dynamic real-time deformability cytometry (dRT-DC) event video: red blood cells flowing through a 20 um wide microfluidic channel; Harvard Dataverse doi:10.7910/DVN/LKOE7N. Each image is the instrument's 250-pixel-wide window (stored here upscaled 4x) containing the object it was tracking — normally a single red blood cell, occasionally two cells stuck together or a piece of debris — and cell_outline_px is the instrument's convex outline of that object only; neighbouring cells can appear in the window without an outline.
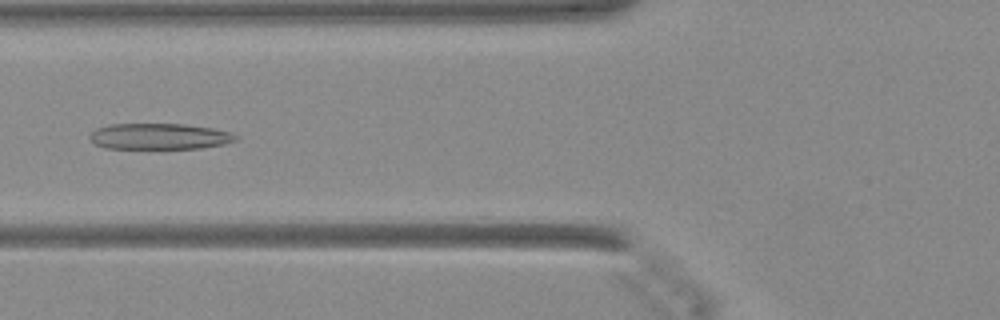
{"species": "Egyptian fruit bat (a non-hibernating species)", "species_latin": "Rousettus aegyptiacus", "temperature_condition": "warm", "stored_images_in_passage": 31, "camera_frame_rate_fps": 3000, "um_per_image_px": 0.085, "animal": {"sex": "female"}, "frame": {"image": 1, "passage_image": 8, "time_ms": 2.333, "image_size_px": [1000, 320], "cell_outline_px": [[240, 136], [236, 140], [224, 144], [200, 148], [104, 148], [96, 144], [88, 136], [96, 128], [108, 124], [184, 124], [212, 128], [232, 132]], "centroid_in_image_um": [13.57, 11.58], "position_along_channel_um": 112.2, "area_um2": 22.14}}
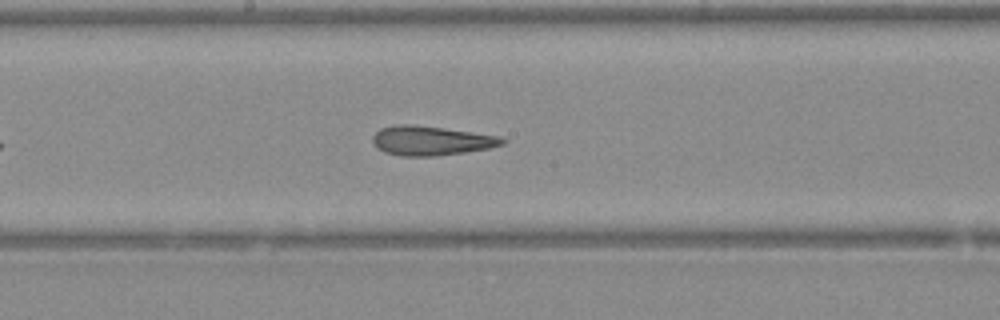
{"frame": {"image": 2, "passage_image": 15, "time_ms": 4.667, "image_size_px": [1000, 320], "cell_outline_px": [[508, 140], [504, 144], [488, 148], [464, 152], [436, 156], [400, 156], [384, 152], [376, 148], [372, 140], [372, 136], [380, 128], [396, 124], [408, 124], [444, 128], [500, 136]], "centroid_in_image_um": [36.62, 11.96], "position_along_channel_um": 211.6, "area_um2": 22.25}}
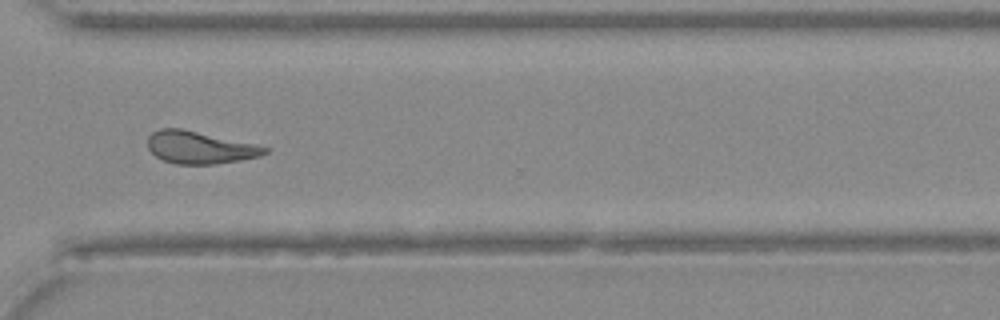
{"frame": {"image": 3, "passage_image": 25, "time_ms": 8.0, "image_size_px": [1000, 320], "cell_outline_px": [[268, 152], [260, 156], [240, 160], [212, 164], [176, 164], [164, 160], [156, 156], [148, 148], [148, 136], [152, 132], [160, 128], [180, 128], [256, 144], [268, 148]], "centroid_in_image_um": [16.97, 12.53], "position_along_channel_um": 353.6, "area_um2": 21.91}}